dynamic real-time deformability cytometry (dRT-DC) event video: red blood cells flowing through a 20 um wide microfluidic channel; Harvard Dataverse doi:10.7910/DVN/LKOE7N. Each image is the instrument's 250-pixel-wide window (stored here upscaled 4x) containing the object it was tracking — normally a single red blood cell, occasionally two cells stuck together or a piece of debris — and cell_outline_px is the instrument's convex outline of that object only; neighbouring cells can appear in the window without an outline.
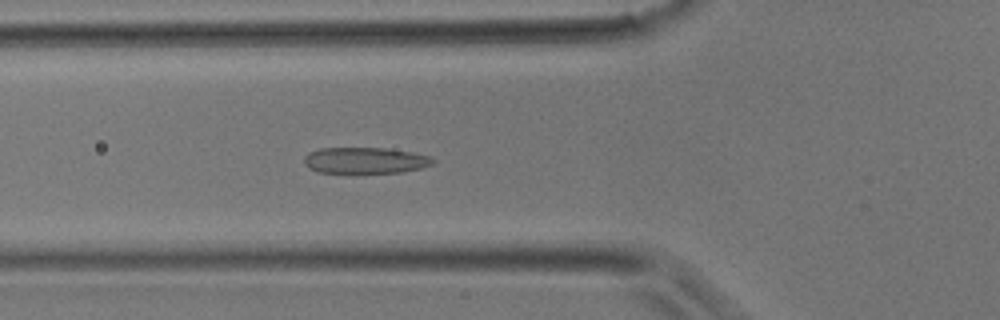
{"species": "common noctule bat (a hibernating species)", "species_latin": "Nyctalus noctula", "temperature_condition": "room temperature", "stored_images_in_passage": 20, "camera_frame_rate_fps": 3000, "um_per_image_px": 0.085, "animal": {"sex": "male", "body_mass_g": 17.9}, "frame": {"image": 1, "passage_image": 14, "time_ms": 4.333, "image_size_px": [1000, 320], "cell_outline_px": [[436, 164], [420, 168], [400, 172], [352, 176], [316, 172], [308, 168], [304, 164], [304, 156], [308, 152], [320, 148], [384, 148], [412, 152], [432, 156], [436, 160]], "centroid_in_image_um": [31.01, 13.69], "position_along_channel_um": 94.8, "area_um2": 20.92}}
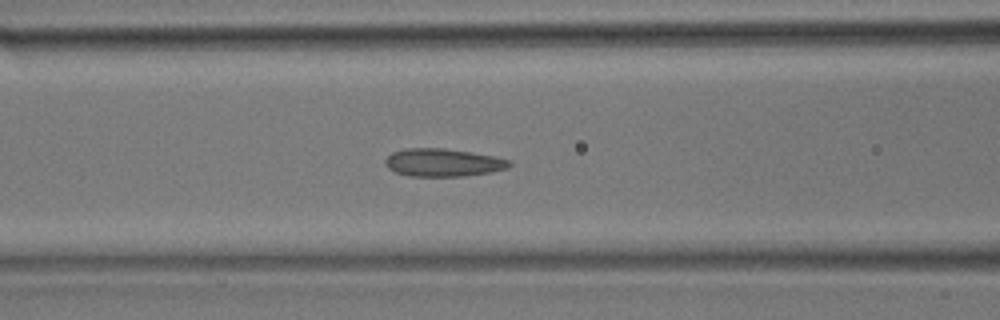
{"frame": {"image": 2, "passage_image": 16, "time_ms": 5.0, "image_size_px": [1000, 320], "cell_outline_px": [[512, 164], [508, 168], [492, 172], [464, 176], [408, 176], [396, 172], [388, 168], [384, 164], [384, 160], [392, 152], [404, 148], [444, 148], [496, 156], [512, 160]], "centroid_in_image_um": [37.68, 13.81], "position_along_channel_um": 128.9, "area_um2": 20.4}}
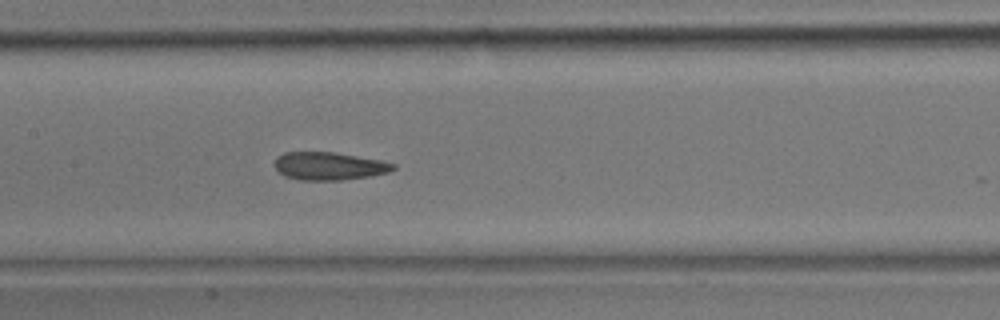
{"frame": {"image": 3, "passage_image": 19, "time_ms": 6.0, "image_size_px": [1000, 320], "cell_outline_px": [[396, 168], [388, 172], [368, 176], [340, 180], [300, 180], [284, 176], [276, 168], [276, 156], [284, 152], [332, 152], [380, 160], [396, 164]], "centroid_in_image_um": [27.96, 14.11], "position_along_channel_um": 179.4, "area_um2": 19.07}}